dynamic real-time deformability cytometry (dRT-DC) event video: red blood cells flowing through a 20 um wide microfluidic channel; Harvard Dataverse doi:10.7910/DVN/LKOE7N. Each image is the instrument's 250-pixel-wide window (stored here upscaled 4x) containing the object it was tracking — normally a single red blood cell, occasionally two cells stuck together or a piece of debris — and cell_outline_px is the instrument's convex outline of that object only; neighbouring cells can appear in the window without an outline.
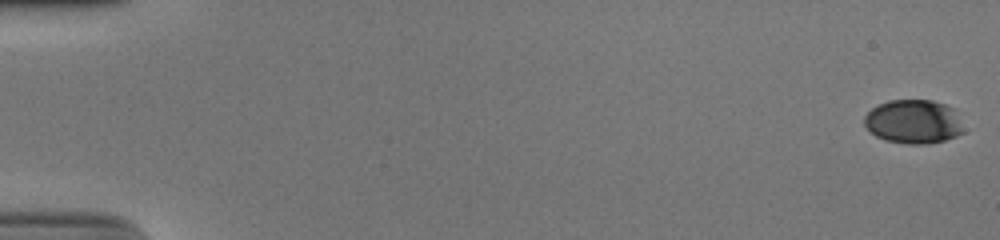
{"species": "human", "species_latin": "Homo sapiens", "temperature_condition": "cold", "stored_images_in_passage": 54, "camera_frame_rate_fps": 3000, "um_per_image_px": 0.085, "donor": {"sex": "male"}, "frame": {"image": 1, "passage_image": 1, "time_ms": 0.0, "image_size_px": [1000, 240], "cell_outline_px": [[964, 132], [956, 136], [944, 140], [924, 144], [908, 144], [884, 140], [876, 136], [864, 124], [864, 116], [872, 108], [888, 100], [932, 100], [956, 108]], "centroid_in_image_um": [77.67, 10.33], "position_along_channel_um": 7.3, "area_um2": 25.49}}
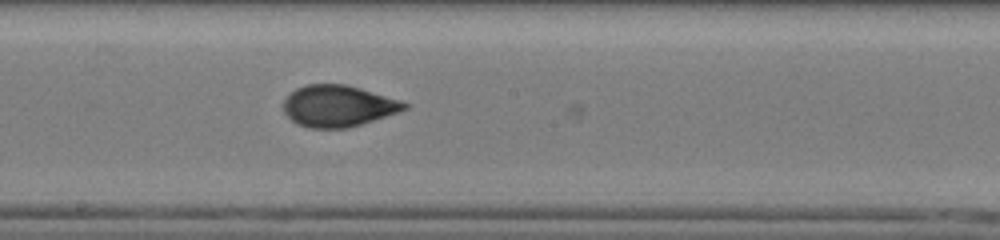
{"frame": {"image": 2, "passage_image": 31, "time_ms": 10.0, "image_size_px": [1000, 240], "cell_outline_px": [[408, 108], [400, 112], [348, 128], [308, 128], [296, 124], [284, 112], [284, 100], [296, 88], [308, 84], [344, 84], [360, 88], [400, 100], [408, 104]], "centroid_in_image_um": [28.75, 9.02], "position_along_channel_um": 219.5, "area_um2": 29.13}}
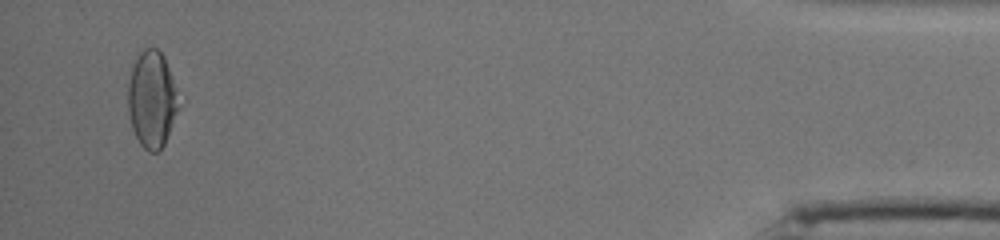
{"frame": {"image": 3, "passage_image": 52, "time_ms": 17.0, "image_size_px": [1000, 240], "cell_outline_px": [[176, 108], [164, 144], [156, 152], [148, 152], [140, 144], [132, 128], [128, 112], [128, 84], [132, 68], [140, 52], [144, 48], [156, 48], [164, 56], [176, 88]], "centroid_in_image_um": [12.86, 8.43], "position_along_channel_um": 422.3, "area_um2": 27.63}, "authors_computed_cell_mechanics": {"area_um2": 28.8711, "velocity_mm_per_s": 3.9254, "shape_relaxation_time_tau1_ms": 6.0996, "shape_relaxation_time_tau2_ms": 1.0292, "deformation_change_tau1": 0.1869, "deformation_change_tau2": 0.0591}}